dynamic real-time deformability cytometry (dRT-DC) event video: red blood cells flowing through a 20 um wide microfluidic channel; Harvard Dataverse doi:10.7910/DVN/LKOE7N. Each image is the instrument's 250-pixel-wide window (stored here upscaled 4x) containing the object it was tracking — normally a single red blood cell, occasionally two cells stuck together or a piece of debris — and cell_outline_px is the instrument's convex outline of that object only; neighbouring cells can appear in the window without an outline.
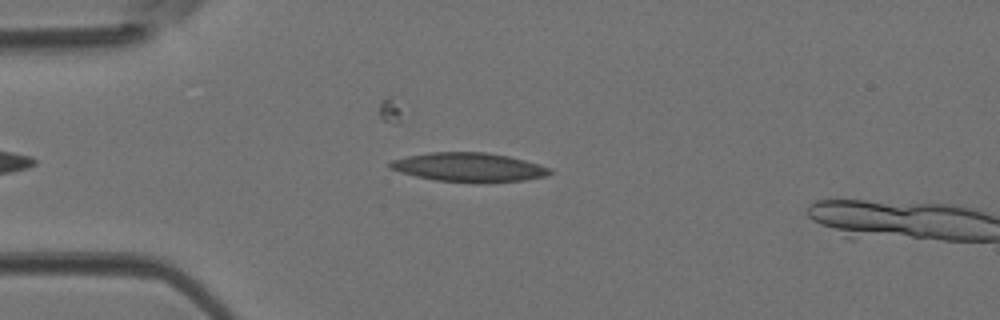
{"species": "Egyptian fruit bat (a non-hibernating species)", "species_latin": "Rousettus aegyptiacus", "temperature_condition": "room temperature", "stored_images_in_passage": 9, "camera_frame_rate_fps": 3000, "um_per_image_px": 0.085, "animal": {"sex": "female"}, "frame": {"image": 1, "passage_image": 7, "time_ms": 2.0, "image_size_px": [1000, 320], "cell_outline_px": [[552, 172], [548, 176], [524, 180], [484, 184], [480, 184], [436, 180], [416, 176], [400, 172], [388, 168], [388, 164], [392, 160], [408, 156], [428, 152], [488, 152], [508, 156], [540, 164], [548, 168]], "centroid_in_image_um": [39.86, 14.23], "position_along_channel_um": 45.1, "area_um2": 27.4}}